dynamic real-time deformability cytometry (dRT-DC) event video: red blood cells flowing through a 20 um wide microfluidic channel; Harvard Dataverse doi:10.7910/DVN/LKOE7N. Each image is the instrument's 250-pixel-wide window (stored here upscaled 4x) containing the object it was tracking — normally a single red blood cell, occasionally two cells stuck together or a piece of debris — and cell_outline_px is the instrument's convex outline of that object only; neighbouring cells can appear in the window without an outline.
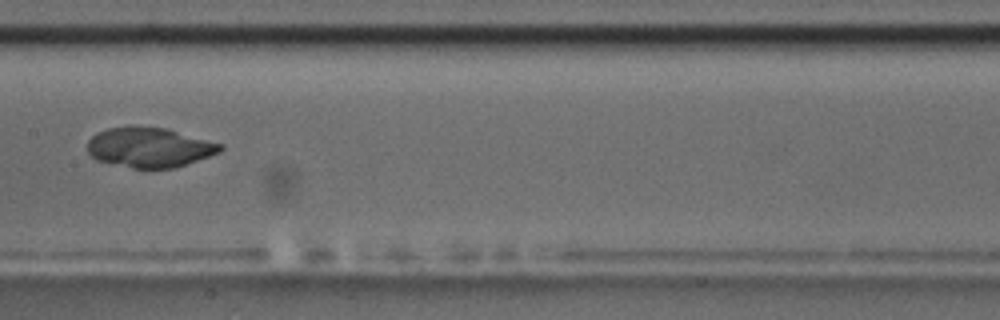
{"species": "common noctule bat (a hibernating species)", "species_latin": "Nyctalus noctula", "temperature_condition": "room temperature", "stored_images_in_passage": 9, "camera_frame_rate_fps": 3000, "um_per_image_px": 0.085, "animal": {"sex": "male", "body_mass_g": 17.5, "forearm_length_mm": 52.3}, "frame": {"image": 1, "passage_image": 9, "time_ms": 9.0, "image_size_px": [1000, 320], "cell_outline_px": [[224, 148], [220, 152], [172, 168], [132, 168], [96, 160], [88, 152], [88, 140], [96, 132], [108, 128], [128, 124], [136, 124], [168, 128], [224, 144]], "centroid_in_image_um": [12.68, 12.48], "position_along_channel_um": 194.7, "area_um2": 31.39}}